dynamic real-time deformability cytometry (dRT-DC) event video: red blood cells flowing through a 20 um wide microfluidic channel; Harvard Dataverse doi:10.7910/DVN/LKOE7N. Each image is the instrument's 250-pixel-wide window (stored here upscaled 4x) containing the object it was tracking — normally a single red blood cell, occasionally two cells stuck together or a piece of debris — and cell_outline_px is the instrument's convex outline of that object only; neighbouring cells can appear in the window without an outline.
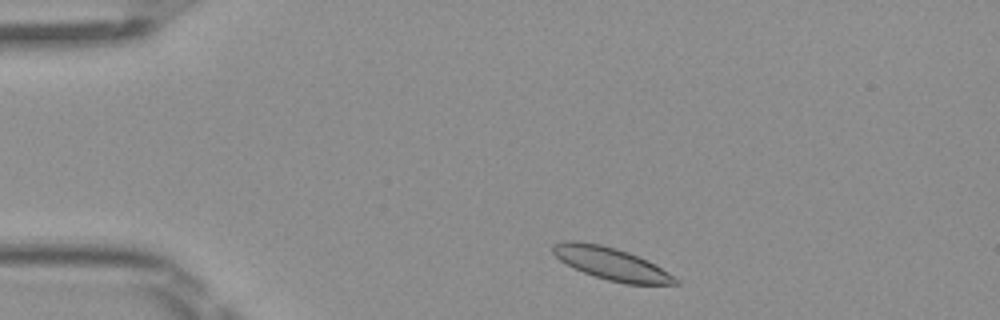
{"species": "Egyptian fruit bat (a non-hibernating species)", "species_latin": "Rousettus aegyptiacus", "temperature_condition": "room temperature", "stored_images_in_passage": 44, "camera_frame_rate_fps": 3000, "um_per_image_px": 0.085, "frame": {"image": 1, "passage_image": 3, "time_ms": 0.667, "image_size_px": [1000, 320], "cell_outline_px": [[680, 284], [624, 284], [608, 280], [572, 268], [560, 260], [552, 252], [552, 244], [564, 240], [576, 240], [600, 244], [616, 248], [628, 252], [668, 272], [680, 280]], "centroid_in_image_um": [51.9, 22.4], "position_along_channel_um": 33.1, "area_um2": 22.95}}
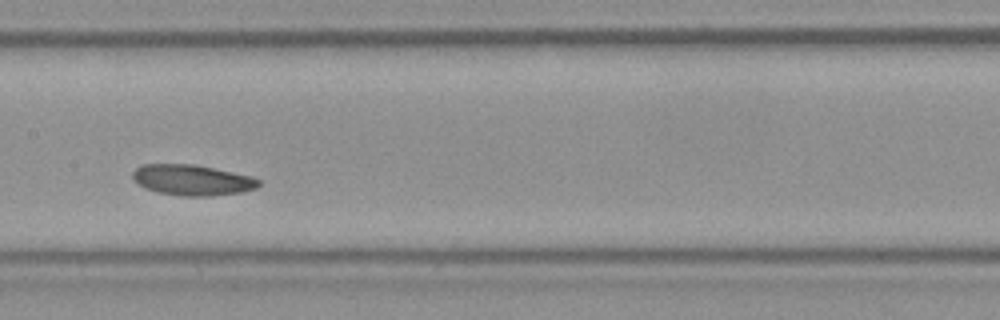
{"frame": {"image": 2, "passage_image": 19, "time_ms": 6.0, "image_size_px": [1000, 320], "cell_outline_px": [[260, 184], [256, 188], [244, 192], [212, 196], [180, 196], [160, 192], [144, 188], [132, 176], [132, 172], [140, 164], [196, 164], [252, 176], [260, 180]], "centroid_in_image_um": [16.37, 15.3], "position_along_channel_um": 191.0, "area_um2": 22.66}}
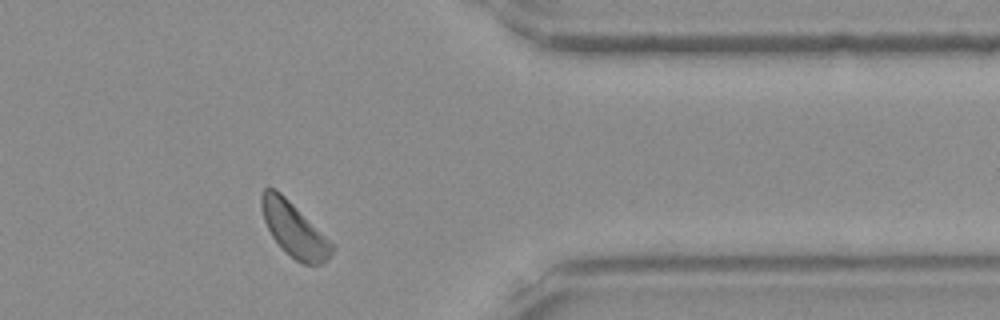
{"frame": {"image": 3, "passage_image": 35, "time_ms": 11.333, "image_size_px": [1000, 320], "cell_outline_px": [[336, 244], [332, 252], [320, 264], [304, 264], [296, 260], [284, 252], [272, 236], [264, 220], [260, 204], [260, 196], [264, 188], [276, 188]], "centroid_in_image_um": [25.0, 19.49], "position_along_channel_um": 386.4, "area_um2": 22.37}, "authors_computed_cell_mechanics": {"area_um2": 22.2819, "velocity_mm_per_s": 3.9448, "shape_relaxation_time_tau1_ms": 9.2613, "shape_relaxation_time_tau2_ms": null, "deformation_change_tau1": 0.117, "deformation_change_tau2": null}}